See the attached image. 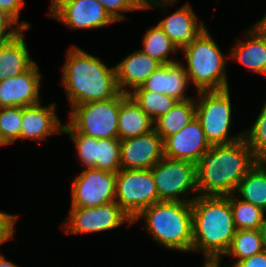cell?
Segmentation results:
<instances>
[{
	"label": "cell",
	"instance_id": "6",
	"mask_svg": "<svg viewBox=\"0 0 266 267\" xmlns=\"http://www.w3.org/2000/svg\"><path fill=\"white\" fill-rule=\"evenodd\" d=\"M120 93L113 98L72 106L70 126L97 139L118 138Z\"/></svg>",
	"mask_w": 266,
	"mask_h": 267
},
{
	"label": "cell",
	"instance_id": "27",
	"mask_svg": "<svg viewBox=\"0 0 266 267\" xmlns=\"http://www.w3.org/2000/svg\"><path fill=\"white\" fill-rule=\"evenodd\" d=\"M260 230H236L225 255L238 257V261L264 251Z\"/></svg>",
	"mask_w": 266,
	"mask_h": 267
},
{
	"label": "cell",
	"instance_id": "20",
	"mask_svg": "<svg viewBox=\"0 0 266 267\" xmlns=\"http://www.w3.org/2000/svg\"><path fill=\"white\" fill-rule=\"evenodd\" d=\"M153 120L129 94L120 92L118 139L124 140L146 134L154 129Z\"/></svg>",
	"mask_w": 266,
	"mask_h": 267
},
{
	"label": "cell",
	"instance_id": "23",
	"mask_svg": "<svg viewBox=\"0 0 266 267\" xmlns=\"http://www.w3.org/2000/svg\"><path fill=\"white\" fill-rule=\"evenodd\" d=\"M258 160L240 180L235 192L241 193L244 201L266 211V167Z\"/></svg>",
	"mask_w": 266,
	"mask_h": 267
},
{
	"label": "cell",
	"instance_id": "16",
	"mask_svg": "<svg viewBox=\"0 0 266 267\" xmlns=\"http://www.w3.org/2000/svg\"><path fill=\"white\" fill-rule=\"evenodd\" d=\"M188 75L184 66L178 62L160 65L141 85L144 90L167 94L178 101L191 98L184 96L188 85Z\"/></svg>",
	"mask_w": 266,
	"mask_h": 267
},
{
	"label": "cell",
	"instance_id": "7",
	"mask_svg": "<svg viewBox=\"0 0 266 267\" xmlns=\"http://www.w3.org/2000/svg\"><path fill=\"white\" fill-rule=\"evenodd\" d=\"M198 94L201 100L199 106H196V118L199 120L210 145L230 144L244 137L243 133L237 137H228L232 112L229 88L217 91H200Z\"/></svg>",
	"mask_w": 266,
	"mask_h": 267
},
{
	"label": "cell",
	"instance_id": "32",
	"mask_svg": "<svg viewBox=\"0 0 266 267\" xmlns=\"http://www.w3.org/2000/svg\"><path fill=\"white\" fill-rule=\"evenodd\" d=\"M62 132L71 134V139L76 143L79 159L86 168H92L96 164L97 138L84 136L76 132L70 125H63Z\"/></svg>",
	"mask_w": 266,
	"mask_h": 267
},
{
	"label": "cell",
	"instance_id": "13",
	"mask_svg": "<svg viewBox=\"0 0 266 267\" xmlns=\"http://www.w3.org/2000/svg\"><path fill=\"white\" fill-rule=\"evenodd\" d=\"M164 157L163 139L150 132L120 140L121 169H151Z\"/></svg>",
	"mask_w": 266,
	"mask_h": 267
},
{
	"label": "cell",
	"instance_id": "12",
	"mask_svg": "<svg viewBox=\"0 0 266 267\" xmlns=\"http://www.w3.org/2000/svg\"><path fill=\"white\" fill-rule=\"evenodd\" d=\"M50 13L71 28H97L115 22L98 0H56Z\"/></svg>",
	"mask_w": 266,
	"mask_h": 267
},
{
	"label": "cell",
	"instance_id": "3",
	"mask_svg": "<svg viewBox=\"0 0 266 267\" xmlns=\"http://www.w3.org/2000/svg\"><path fill=\"white\" fill-rule=\"evenodd\" d=\"M62 72V83L72 106L113 98L120 93L115 67L107 68L99 58L76 46L69 49Z\"/></svg>",
	"mask_w": 266,
	"mask_h": 267
},
{
	"label": "cell",
	"instance_id": "11",
	"mask_svg": "<svg viewBox=\"0 0 266 267\" xmlns=\"http://www.w3.org/2000/svg\"><path fill=\"white\" fill-rule=\"evenodd\" d=\"M124 220L133 223L132 219L114 201L96 207H71L69 229L65 232H98L119 227Z\"/></svg>",
	"mask_w": 266,
	"mask_h": 267
},
{
	"label": "cell",
	"instance_id": "36",
	"mask_svg": "<svg viewBox=\"0 0 266 267\" xmlns=\"http://www.w3.org/2000/svg\"><path fill=\"white\" fill-rule=\"evenodd\" d=\"M233 267H266V250L237 261Z\"/></svg>",
	"mask_w": 266,
	"mask_h": 267
},
{
	"label": "cell",
	"instance_id": "22",
	"mask_svg": "<svg viewBox=\"0 0 266 267\" xmlns=\"http://www.w3.org/2000/svg\"><path fill=\"white\" fill-rule=\"evenodd\" d=\"M21 31L15 38L0 44V81L26 72L31 61Z\"/></svg>",
	"mask_w": 266,
	"mask_h": 267
},
{
	"label": "cell",
	"instance_id": "24",
	"mask_svg": "<svg viewBox=\"0 0 266 267\" xmlns=\"http://www.w3.org/2000/svg\"><path fill=\"white\" fill-rule=\"evenodd\" d=\"M196 117V106L192 99L178 101L169 112L160 116L154 127L157 134L164 140L176 134Z\"/></svg>",
	"mask_w": 266,
	"mask_h": 267
},
{
	"label": "cell",
	"instance_id": "34",
	"mask_svg": "<svg viewBox=\"0 0 266 267\" xmlns=\"http://www.w3.org/2000/svg\"><path fill=\"white\" fill-rule=\"evenodd\" d=\"M17 22L9 16L6 12L0 10V44L15 38L21 31L28 29L29 24L26 22L20 23L18 28L13 29L11 25H16ZM11 27L12 29L5 33V31Z\"/></svg>",
	"mask_w": 266,
	"mask_h": 267
},
{
	"label": "cell",
	"instance_id": "40",
	"mask_svg": "<svg viewBox=\"0 0 266 267\" xmlns=\"http://www.w3.org/2000/svg\"><path fill=\"white\" fill-rule=\"evenodd\" d=\"M219 261H206L204 267H219Z\"/></svg>",
	"mask_w": 266,
	"mask_h": 267
},
{
	"label": "cell",
	"instance_id": "31",
	"mask_svg": "<svg viewBox=\"0 0 266 267\" xmlns=\"http://www.w3.org/2000/svg\"><path fill=\"white\" fill-rule=\"evenodd\" d=\"M246 135L247 133H244V139L252 150L254 157L257 160L266 159V103L249 135Z\"/></svg>",
	"mask_w": 266,
	"mask_h": 267
},
{
	"label": "cell",
	"instance_id": "14",
	"mask_svg": "<svg viewBox=\"0 0 266 267\" xmlns=\"http://www.w3.org/2000/svg\"><path fill=\"white\" fill-rule=\"evenodd\" d=\"M163 146L164 157L173 160H186L195 164L199 162L202 154L211 147L196 117L176 134L166 137L163 140Z\"/></svg>",
	"mask_w": 266,
	"mask_h": 267
},
{
	"label": "cell",
	"instance_id": "8",
	"mask_svg": "<svg viewBox=\"0 0 266 267\" xmlns=\"http://www.w3.org/2000/svg\"><path fill=\"white\" fill-rule=\"evenodd\" d=\"M115 201L132 221L147 207L159 202L151 169H121L116 174Z\"/></svg>",
	"mask_w": 266,
	"mask_h": 267
},
{
	"label": "cell",
	"instance_id": "37",
	"mask_svg": "<svg viewBox=\"0 0 266 267\" xmlns=\"http://www.w3.org/2000/svg\"><path fill=\"white\" fill-rule=\"evenodd\" d=\"M23 3V0H0V10L6 12L18 22L19 11Z\"/></svg>",
	"mask_w": 266,
	"mask_h": 267
},
{
	"label": "cell",
	"instance_id": "39",
	"mask_svg": "<svg viewBox=\"0 0 266 267\" xmlns=\"http://www.w3.org/2000/svg\"><path fill=\"white\" fill-rule=\"evenodd\" d=\"M0 267H18V266L6 260L3 255H0Z\"/></svg>",
	"mask_w": 266,
	"mask_h": 267
},
{
	"label": "cell",
	"instance_id": "43",
	"mask_svg": "<svg viewBox=\"0 0 266 267\" xmlns=\"http://www.w3.org/2000/svg\"><path fill=\"white\" fill-rule=\"evenodd\" d=\"M162 1H164V3L166 2V3H168V2H172V3H174L176 0H162Z\"/></svg>",
	"mask_w": 266,
	"mask_h": 267
},
{
	"label": "cell",
	"instance_id": "21",
	"mask_svg": "<svg viewBox=\"0 0 266 267\" xmlns=\"http://www.w3.org/2000/svg\"><path fill=\"white\" fill-rule=\"evenodd\" d=\"M248 35L253 39L247 42H238L237 48L232 51V57L246 65L254 72L266 74V30L258 23Z\"/></svg>",
	"mask_w": 266,
	"mask_h": 267
},
{
	"label": "cell",
	"instance_id": "2",
	"mask_svg": "<svg viewBox=\"0 0 266 267\" xmlns=\"http://www.w3.org/2000/svg\"><path fill=\"white\" fill-rule=\"evenodd\" d=\"M192 199V251L203 249L206 261H219L220 255L228 251L236 233L230 195H199Z\"/></svg>",
	"mask_w": 266,
	"mask_h": 267
},
{
	"label": "cell",
	"instance_id": "9",
	"mask_svg": "<svg viewBox=\"0 0 266 267\" xmlns=\"http://www.w3.org/2000/svg\"><path fill=\"white\" fill-rule=\"evenodd\" d=\"M159 201L192 202L178 195L197 190L196 164L186 160L163 157L151 168Z\"/></svg>",
	"mask_w": 266,
	"mask_h": 267
},
{
	"label": "cell",
	"instance_id": "5",
	"mask_svg": "<svg viewBox=\"0 0 266 267\" xmlns=\"http://www.w3.org/2000/svg\"><path fill=\"white\" fill-rule=\"evenodd\" d=\"M182 49L188 62L185 68L188 80L195 84L198 92L228 89L225 59L206 28Z\"/></svg>",
	"mask_w": 266,
	"mask_h": 267
},
{
	"label": "cell",
	"instance_id": "42",
	"mask_svg": "<svg viewBox=\"0 0 266 267\" xmlns=\"http://www.w3.org/2000/svg\"><path fill=\"white\" fill-rule=\"evenodd\" d=\"M0 145H7V143L2 139L1 134H0Z\"/></svg>",
	"mask_w": 266,
	"mask_h": 267
},
{
	"label": "cell",
	"instance_id": "30",
	"mask_svg": "<svg viewBox=\"0 0 266 267\" xmlns=\"http://www.w3.org/2000/svg\"><path fill=\"white\" fill-rule=\"evenodd\" d=\"M22 117V107L0 108V134L7 144L20 139Z\"/></svg>",
	"mask_w": 266,
	"mask_h": 267
},
{
	"label": "cell",
	"instance_id": "15",
	"mask_svg": "<svg viewBox=\"0 0 266 267\" xmlns=\"http://www.w3.org/2000/svg\"><path fill=\"white\" fill-rule=\"evenodd\" d=\"M40 74L34 63L26 72L0 81V108L26 107L40 103Z\"/></svg>",
	"mask_w": 266,
	"mask_h": 267
},
{
	"label": "cell",
	"instance_id": "35",
	"mask_svg": "<svg viewBox=\"0 0 266 267\" xmlns=\"http://www.w3.org/2000/svg\"><path fill=\"white\" fill-rule=\"evenodd\" d=\"M16 218L15 215L0 212V243L12 238Z\"/></svg>",
	"mask_w": 266,
	"mask_h": 267
},
{
	"label": "cell",
	"instance_id": "38",
	"mask_svg": "<svg viewBox=\"0 0 266 267\" xmlns=\"http://www.w3.org/2000/svg\"><path fill=\"white\" fill-rule=\"evenodd\" d=\"M260 232L262 235V241H263L264 249L266 250V219L265 218L263 219V221L261 223Z\"/></svg>",
	"mask_w": 266,
	"mask_h": 267
},
{
	"label": "cell",
	"instance_id": "4",
	"mask_svg": "<svg viewBox=\"0 0 266 267\" xmlns=\"http://www.w3.org/2000/svg\"><path fill=\"white\" fill-rule=\"evenodd\" d=\"M145 217L155 241L169 249L192 251L193 217L191 202L159 201L145 208L134 220Z\"/></svg>",
	"mask_w": 266,
	"mask_h": 267
},
{
	"label": "cell",
	"instance_id": "28",
	"mask_svg": "<svg viewBox=\"0 0 266 267\" xmlns=\"http://www.w3.org/2000/svg\"><path fill=\"white\" fill-rule=\"evenodd\" d=\"M230 204L233 214V222L236 230H260L264 219V211L252 203L232 198Z\"/></svg>",
	"mask_w": 266,
	"mask_h": 267
},
{
	"label": "cell",
	"instance_id": "26",
	"mask_svg": "<svg viewBox=\"0 0 266 267\" xmlns=\"http://www.w3.org/2000/svg\"><path fill=\"white\" fill-rule=\"evenodd\" d=\"M144 54L158 61L161 65L175 63L176 61L167 59L169 52H176L177 46L172 42L168 35L157 24L150 28L143 39Z\"/></svg>",
	"mask_w": 266,
	"mask_h": 267
},
{
	"label": "cell",
	"instance_id": "19",
	"mask_svg": "<svg viewBox=\"0 0 266 267\" xmlns=\"http://www.w3.org/2000/svg\"><path fill=\"white\" fill-rule=\"evenodd\" d=\"M197 20L192 7L187 4L160 21L158 25L178 48H183L195 40L205 29L203 23L197 24Z\"/></svg>",
	"mask_w": 266,
	"mask_h": 267
},
{
	"label": "cell",
	"instance_id": "10",
	"mask_svg": "<svg viewBox=\"0 0 266 267\" xmlns=\"http://www.w3.org/2000/svg\"><path fill=\"white\" fill-rule=\"evenodd\" d=\"M116 174L85 169L73 182L71 207H96L115 201Z\"/></svg>",
	"mask_w": 266,
	"mask_h": 267
},
{
	"label": "cell",
	"instance_id": "33",
	"mask_svg": "<svg viewBox=\"0 0 266 267\" xmlns=\"http://www.w3.org/2000/svg\"><path fill=\"white\" fill-rule=\"evenodd\" d=\"M105 8L106 12L116 22L121 19H125L124 16L117 11H130L138 9H147L151 3L156 6H161L158 0H98ZM151 2V3H150Z\"/></svg>",
	"mask_w": 266,
	"mask_h": 267
},
{
	"label": "cell",
	"instance_id": "41",
	"mask_svg": "<svg viewBox=\"0 0 266 267\" xmlns=\"http://www.w3.org/2000/svg\"><path fill=\"white\" fill-rule=\"evenodd\" d=\"M258 24H259L263 29L266 30V14H265L264 18H262V20L258 22Z\"/></svg>",
	"mask_w": 266,
	"mask_h": 267
},
{
	"label": "cell",
	"instance_id": "1",
	"mask_svg": "<svg viewBox=\"0 0 266 267\" xmlns=\"http://www.w3.org/2000/svg\"><path fill=\"white\" fill-rule=\"evenodd\" d=\"M257 161L244 137L230 144L211 145L196 164L197 190L205 196L232 195Z\"/></svg>",
	"mask_w": 266,
	"mask_h": 267
},
{
	"label": "cell",
	"instance_id": "29",
	"mask_svg": "<svg viewBox=\"0 0 266 267\" xmlns=\"http://www.w3.org/2000/svg\"><path fill=\"white\" fill-rule=\"evenodd\" d=\"M92 168L113 173L121 170L120 140L118 138L97 139L96 164Z\"/></svg>",
	"mask_w": 266,
	"mask_h": 267
},
{
	"label": "cell",
	"instance_id": "18",
	"mask_svg": "<svg viewBox=\"0 0 266 267\" xmlns=\"http://www.w3.org/2000/svg\"><path fill=\"white\" fill-rule=\"evenodd\" d=\"M160 65L158 61L141 50L126 57L115 66L116 81L120 92L129 94L125 88L127 85L134 89L140 87Z\"/></svg>",
	"mask_w": 266,
	"mask_h": 267
},
{
	"label": "cell",
	"instance_id": "17",
	"mask_svg": "<svg viewBox=\"0 0 266 267\" xmlns=\"http://www.w3.org/2000/svg\"><path fill=\"white\" fill-rule=\"evenodd\" d=\"M55 106L41 107L40 103L23 107L20 139H40L63 131L55 114Z\"/></svg>",
	"mask_w": 266,
	"mask_h": 267
},
{
	"label": "cell",
	"instance_id": "25",
	"mask_svg": "<svg viewBox=\"0 0 266 267\" xmlns=\"http://www.w3.org/2000/svg\"><path fill=\"white\" fill-rule=\"evenodd\" d=\"M134 93L129 95L139 105V107L155 122L160 116L165 115L178 102L167 94H160L149 90H144L141 86L136 88ZM156 117H154V116Z\"/></svg>",
	"mask_w": 266,
	"mask_h": 267
}]
</instances>
